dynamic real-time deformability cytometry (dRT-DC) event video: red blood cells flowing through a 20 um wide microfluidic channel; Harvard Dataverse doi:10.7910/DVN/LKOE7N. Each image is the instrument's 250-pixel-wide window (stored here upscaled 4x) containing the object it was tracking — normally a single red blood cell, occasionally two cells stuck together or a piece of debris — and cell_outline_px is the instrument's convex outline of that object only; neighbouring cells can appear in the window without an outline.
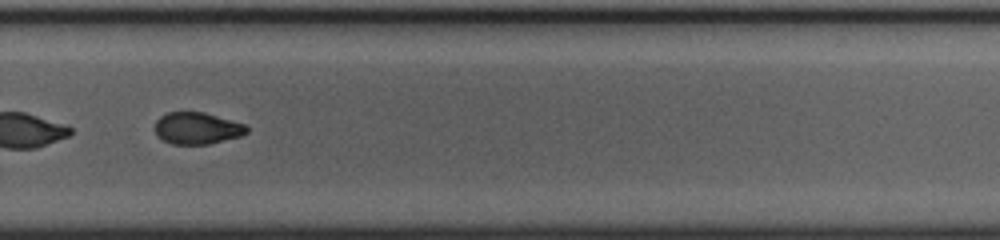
{"species": "common noctule bat (a hibernating species)", "species_latin": "Nyctalus noctula", "temperature_condition": "cold", "stored_images_in_passage": 53, "segment_of_instrument_passage": [2, 2], "camera_frame_rate_fps": 3000, "um_per_image_px": 0.085, "animal": {"sex": "female", "body_mass_g": 23.0, "forearm_length_mm": 53.4}, "frame": {"image": 1, "passage_image": 37, "time_ms": 12.0, "image_size_px": [1000, 240], "cell_outline_px": [[248, 132], [240, 136], [208, 144], [172, 144], [156, 136], [156, 120], [160, 116], [168, 112], [204, 112], [244, 124], [248, 128]], "centroid_in_image_um": [16.74, 10.9], "position_along_channel_um": 313.1, "area_um2": 16.88}}